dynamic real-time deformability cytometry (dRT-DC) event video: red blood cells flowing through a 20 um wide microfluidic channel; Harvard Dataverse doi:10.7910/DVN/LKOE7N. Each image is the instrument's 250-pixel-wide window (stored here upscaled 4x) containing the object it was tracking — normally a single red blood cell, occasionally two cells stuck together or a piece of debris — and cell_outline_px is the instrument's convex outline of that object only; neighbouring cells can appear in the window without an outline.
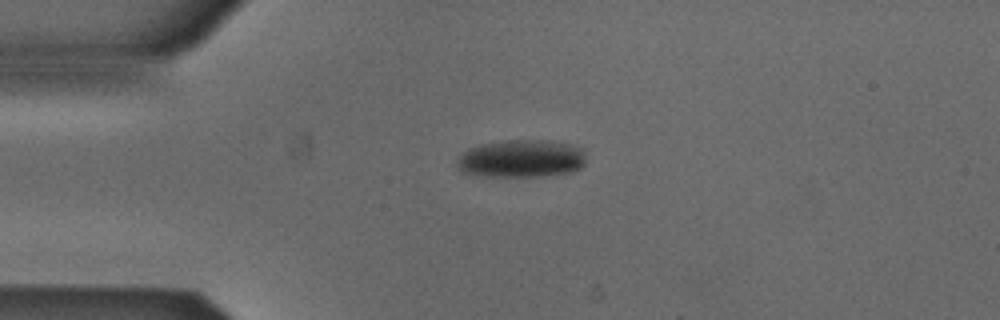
{"species": "Egyptian fruit bat (a non-hibernating species)", "species_latin": "Rousettus aegyptiacus", "temperature_condition": "cold", "stored_images_in_passage": 41, "camera_frame_rate_fps": 3000, "um_per_image_px": 0.085, "animal": {"sex": "male"}, "frame": {"image": 1, "passage_image": 1, "time_ms": 0.0, "image_size_px": [1000, 320], "cell_outline_px": [[584, 164], [580, 168], [572, 172], [544, 176], [468, 176], [460, 172], [456, 164], [456, 160], [468, 148], [480, 144], [504, 140], [544, 140], [572, 144], [584, 148]], "centroid_in_image_um": [44.27, 13.49], "position_along_channel_um": 40.7, "area_um2": 28.9}}
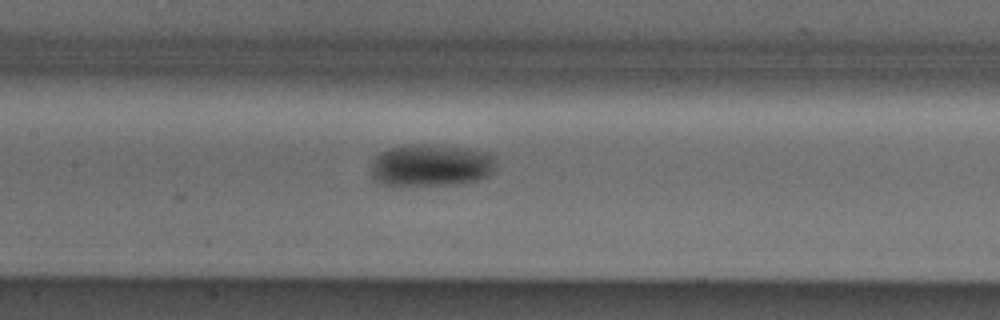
{"frame": {"image": 2, "passage_image": 13, "time_ms": 4.0, "image_size_px": [1000, 320], "cell_outline_px": [[496, 168], [488, 176], [480, 180], [456, 184], [380, 184], [372, 176], [372, 160], [380, 152], [388, 148], [408, 144], [444, 144], [492, 152], [496, 156]], "centroid_in_image_um": [36.72, 14.0], "position_along_channel_um": 170.7, "area_um2": 31.21}}
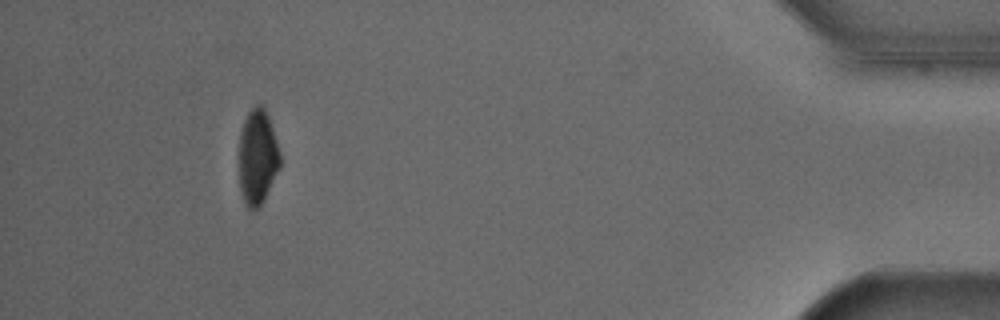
{"frame": {"image": 3, "passage_image": 37, "time_ms": 12.0, "image_size_px": [1000, 320], "cell_outline_px": [[280, 168], [264, 200], [252, 212], [244, 204], [240, 188], [240, 132], [244, 120], [248, 112], [256, 104], [264, 104], [280, 152]], "centroid_in_image_um": [21.9, 13.35], "position_along_channel_um": 413.3, "area_um2": 22.77}, "authors_computed_cell_mechanics": {"area_um2": 28.9, "velocity_mm_per_s": 3.8832, "shape_relaxation_time_tau1_ms": 5.8278, "shape_relaxation_time_tau2_ms": null, "deformation_change_tau1": 0.127, "deformation_change_tau2": null}}